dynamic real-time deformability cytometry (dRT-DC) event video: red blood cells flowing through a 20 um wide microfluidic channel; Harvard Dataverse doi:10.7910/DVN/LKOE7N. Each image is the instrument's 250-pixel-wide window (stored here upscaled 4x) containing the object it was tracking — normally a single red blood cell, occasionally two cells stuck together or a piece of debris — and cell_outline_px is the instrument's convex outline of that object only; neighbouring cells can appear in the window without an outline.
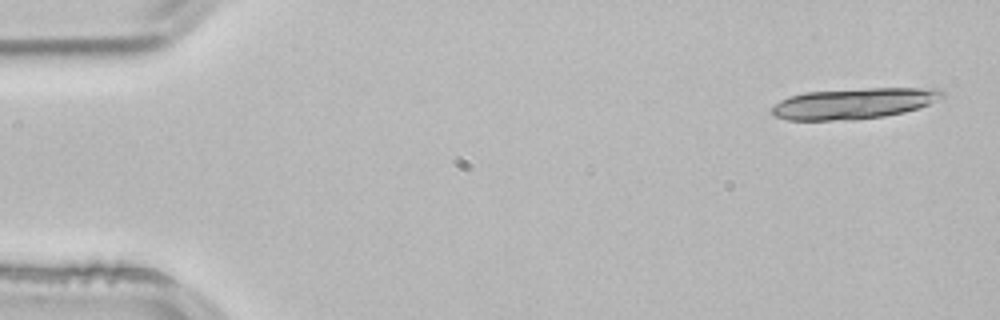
{"species": "common noctule bat (a hibernating species)", "species_latin": "Nyctalus noctula", "temperature_condition": "room temperature", "stored_images_in_passage": 4, "camera_frame_rate_fps": 3000, "um_per_image_px": 0.085, "animal": {"sex": "male", "body_mass_g": 21.5, "forearm_length_mm": 52.0}, "frame": {"image": 1, "passage_image": 1, "time_ms": 0.0, "image_size_px": [1000, 320], "cell_outline_px": [[944, 96], [928, 104], [904, 112], [884, 116], [856, 120], [788, 120], [772, 116], [772, 108], [780, 100], [788, 96], [804, 92], [868, 88], [940, 88], [944, 92]], "centroid_in_image_um": [72.55, 8.79], "position_along_channel_um": 12.5, "area_um2": 30.69}}